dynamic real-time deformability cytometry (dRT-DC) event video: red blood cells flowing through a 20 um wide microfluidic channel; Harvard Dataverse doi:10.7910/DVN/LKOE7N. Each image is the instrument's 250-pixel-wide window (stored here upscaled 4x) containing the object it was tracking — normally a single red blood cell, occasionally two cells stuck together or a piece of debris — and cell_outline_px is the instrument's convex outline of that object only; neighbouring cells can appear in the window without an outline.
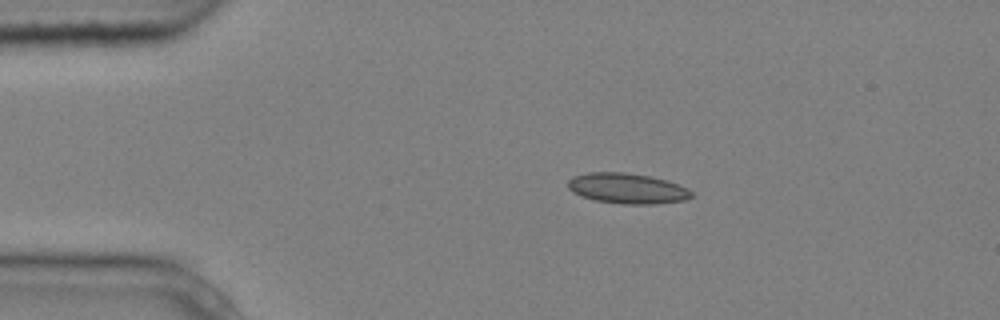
{"species": "common noctule bat (a hibernating species)", "species_latin": "Nyctalus noctula", "temperature_condition": "cold", "stored_images_in_passage": 3, "camera_frame_rate_fps": 3000, "um_per_image_px": 0.085, "animal": {"sex": "male", "body_mass_g": 20.4}, "frame": {"image": 1, "passage_image": 1, "time_ms": 0.0, "image_size_px": [1000, 320], "cell_outline_px": [[692, 196], [684, 200], [652, 204], [620, 204], [596, 200], [580, 196], [572, 192], [568, 188], [568, 180], [572, 176], [588, 172], [624, 172], [648, 176], [668, 180], [688, 188], [692, 192]], "centroid_in_image_um": [53.29, 16.01], "position_along_channel_um": 31.7, "area_um2": 21.96}}
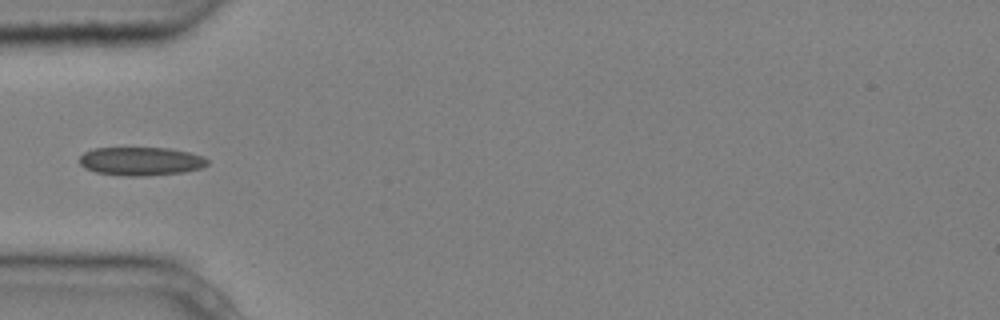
{"frame": {"image": 2, "passage_image": 3, "time_ms": 0.667, "image_size_px": [1000, 320], "cell_outline_px": [[208, 164], [200, 168], [184, 172], [144, 176], [128, 176], [96, 172], [84, 168], [80, 164], [80, 156], [84, 152], [92, 148], [168, 148], [188, 152], [204, 156], [208, 160]], "centroid_in_image_um": [11.97, 13.7], "position_along_channel_um": 73.0, "area_um2": 21.21}}